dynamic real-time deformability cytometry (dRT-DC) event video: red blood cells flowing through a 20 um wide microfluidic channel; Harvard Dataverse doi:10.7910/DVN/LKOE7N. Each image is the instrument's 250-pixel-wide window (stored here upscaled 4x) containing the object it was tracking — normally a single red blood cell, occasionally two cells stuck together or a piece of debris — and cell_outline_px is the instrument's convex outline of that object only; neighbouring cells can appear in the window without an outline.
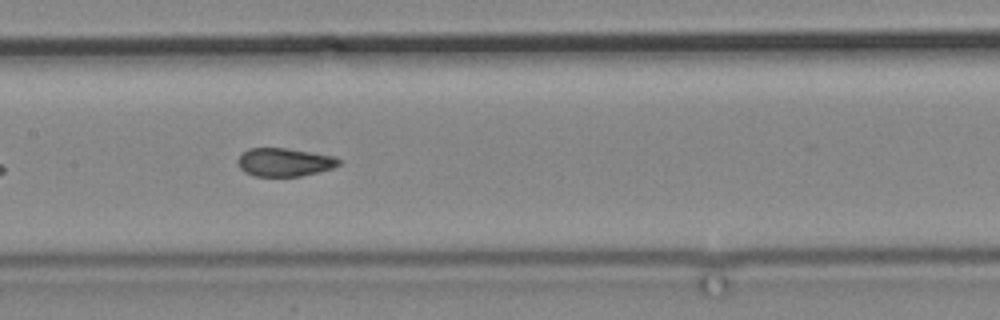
{"species": "common noctule bat (a hibernating species)", "species_latin": "Nyctalus noctula", "temperature_condition": "cold", "stored_images_in_passage": 11, "camera_frame_rate_fps": 3000, "um_per_image_px": 0.085, "animal": {"sex": "male", "body_mass_g": 19.2, "forearm_length_mm": 51.8}, "frame": {"image": 1, "passage_image": 4, "time_ms": 3.333, "image_size_px": [1000, 320], "cell_outline_px": [[340, 164], [332, 168], [300, 176], [256, 176], [244, 172], [240, 168], [236, 160], [240, 152], [248, 148], [284, 148], [336, 156], [340, 160]], "centroid_in_image_um": [24.12, 13.77], "position_along_channel_um": 183.3, "area_um2": 16.7}}
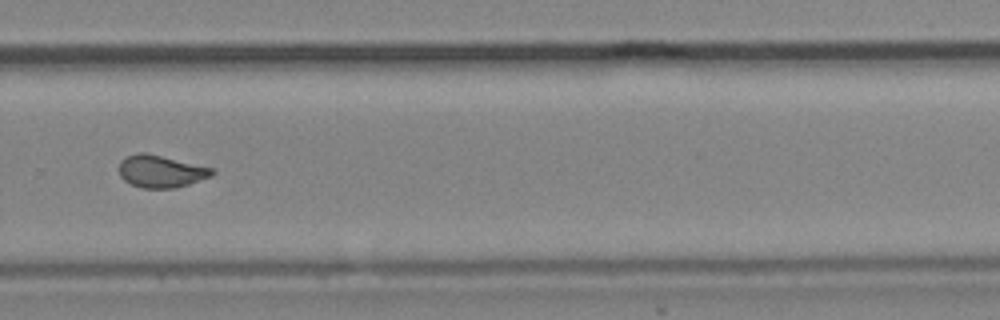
{"frame": {"image": 2, "passage_image": 7, "time_ms": 7.333, "image_size_px": [1000, 320], "cell_outline_px": [[216, 172], [212, 176], [176, 188], [140, 188], [124, 180], [120, 176], [120, 160], [124, 156], [136, 152], [144, 152], [216, 168]], "centroid_in_image_um": [13.69, 14.55], "position_along_channel_um": 316.1, "area_um2": 17.74}}
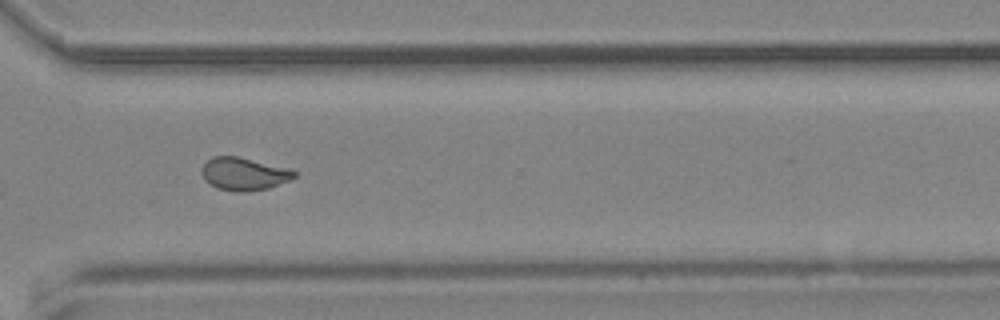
{"frame": {"image": 3, "passage_image": 8, "time_ms": 8.333, "image_size_px": [1000, 320], "cell_outline_px": [[296, 176], [288, 180], [268, 188], [248, 192], [236, 192], [220, 188], [204, 180], [200, 172], [200, 168], [212, 156], [236, 156], [292, 168], [296, 172]], "centroid_in_image_um": [20.73, 14.77], "position_along_channel_um": 349.9, "area_um2": 17.74}}